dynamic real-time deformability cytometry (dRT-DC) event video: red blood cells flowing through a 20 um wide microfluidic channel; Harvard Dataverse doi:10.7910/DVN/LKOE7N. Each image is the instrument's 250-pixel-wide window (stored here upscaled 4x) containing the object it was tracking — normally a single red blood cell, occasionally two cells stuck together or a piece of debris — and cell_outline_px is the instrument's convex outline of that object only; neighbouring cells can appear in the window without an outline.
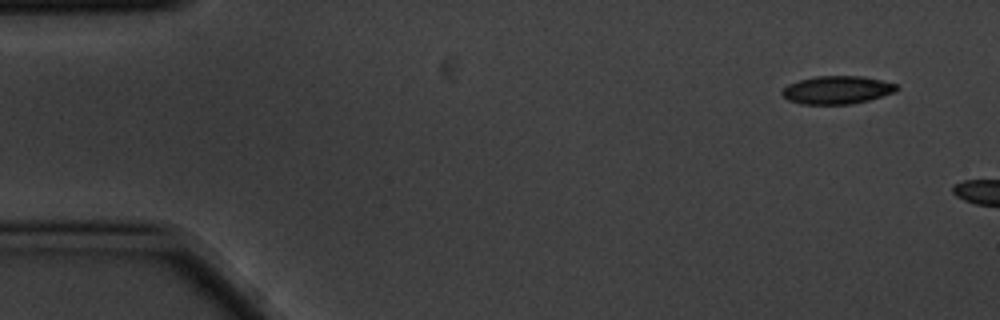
{"species": "common noctule bat (a hibernating species)", "species_latin": "Nyctalus noctula", "temperature_condition": "cold", "stored_images_in_passage": 3, "camera_frame_rate_fps": 3000, "um_per_image_px": 0.085, "animal": {"sex": "male", "body_mass_g": 20.1, "forearm_length_mm": 53.5}, "frame": {"image": 1, "passage_image": 1, "time_ms": 0.0, "image_size_px": [1000, 320], "cell_outline_px": [[900, 88], [892, 92], [868, 100], [852, 104], [800, 104], [788, 100], [780, 92], [788, 84], [800, 80], [816, 76], [864, 76], [896, 84]], "centroid_in_image_um": [71.12, 7.64], "position_along_channel_um": 13.9, "area_um2": 18.55}}